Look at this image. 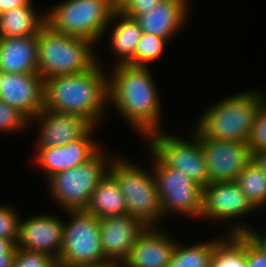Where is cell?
<instances>
[{
    "mask_svg": "<svg viewBox=\"0 0 266 267\" xmlns=\"http://www.w3.org/2000/svg\"><path fill=\"white\" fill-rule=\"evenodd\" d=\"M110 75L109 103L120 116L143 138L164 130L159 93L149 67L115 64Z\"/></svg>",
    "mask_w": 266,
    "mask_h": 267,
    "instance_id": "obj_1",
    "label": "cell"
},
{
    "mask_svg": "<svg viewBox=\"0 0 266 267\" xmlns=\"http://www.w3.org/2000/svg\"><path fill=\"white\" fill-rule=\"evenodd\" d=\"M98 64L83 73L52 76L44 80V108L77 114L99 126L109 103V76ZM99 121V122H98Z\"/></svg>",
    "mask_w": 266,
    "mask_h": 267,
    "instance_id": "obj_2",
    "label": "cell"
},
{
    "mask_svg": "<svg viewBox=\"0 0 266 267\" xmlns=\"http://www.w3.org/2000/svg\"><path fill=\"white\" fill-rule=\"evenodd\" d=\"M262 93L248 90L213 104L201 113L195 127L208 139L247 143L257 111L266 100Z\"/></svg>",
    "mask_w": 266,
    "mask_h": 267,
    "instance_id": "obj_3",
    "label": "cell"
},
{
    "mask_svg": "<svg viewBox=\"0 0 266 267\" xmlns=\"http://www.w3.org/2000/svg\"><path fill=\"white\" fill-rule=\"evenodd\" d=\"M94 45L87 39L55 32L45 24L38 33V73L45 80L91 70L98 64Z\"/></svg>",
    "mask_w": 266,
    "mask_h": 267,
    "instance_id": "obj_4",
    "label": "cell"
},
{
    "mask_svg": "<svg viewBox=\"0 0 266 267\" xmlns=\"http://www.w3.org/2000/svg\"><path fill=\"white\" fill-rule=\"evenodd\" d=\"M52 7L45 11L46 24L52 30L95 44L105 36L118 10L114 0H64Z\"/></svg>",
    "mask_w": 266,
    "mask_h": 267,
    "instance_id": "obj_5",
    "label": "cell"
},
{
    "mask_svg": "<svg viewBox=\"0 0 266 267\" xmlns=\"http://www.w3.org/2000/svg\"><path fill=\"white\" fill-rule=\"evenodd\" d=\"M134 164L116 156L111 160L108 172L116 179L124 195L126 214L146 227H158L156 224L163 214L153 173Z\"/></svg>",
    "mask_w": 266,
    "mask_h": 267,
    "instance_id": "obj_6",
    "label": "cell"
},
{
    "mask_svg": "<svg viewBox=\"0 0 266 267\" xmlns=\"http://www.w3.org/2000/svg\"><path fill=\"white\" fill-rule=\"evenodd\" d=\"M100 148L88 161L47 179L49 194L65 210L85 209L91 194L108 173L111 156Z\"/></svg>",
    "mask_w": 266,
    "mask_h": 267,
    "instance_id": "obj_7",
    "label": "cell"
},
{
    "mask_svg": "<svg viewBox=\"0 0 266 267\" xmlns=\"http://www.w3.org/2000/svg\"><path fill=\"white\" fill-rule=\"evenodd\" d=\"M152 173L157 185L163 218L170 213L200 217L203 187L179 169L166 166L151 150Z\"/></svg>",
    "mask_w": 266,
    "mask_h": 267,
    "instance_id": "obj_8",
    "label": "cell"
},
{
    "mask_svg": "<svg viewBox=\"0 0 266 267\" xmlns=\"http://www.w3.org/2000/svg\"><path fill=\"white\" fill-rule=\"evenodd\" d=\"M65 211L71 219L63 226L58 267L107 261L101 245L99 219L84 209Z\"/></svg>",
    "mask_w": 266,
    "mask_h": 267,
    "instance_id": "obj_9",
    "label": "cell"
},
{
    "mask_svg": "<svg viewBox=\"0 0 266 267\" xmlns=\"http://www.w3.org/2000/svg\"><path fill=\"white\" fill-rule=\"evenodd\" d=\"M192 139H183L161 130L144 138L150 150L166 165L188 175L202 187L209 184V175L199 144V130L194 126Z\"/></svg>",
    "mask_w": 266,
    "mask_h": 267,
    "instance_id": "obj_10",
    "label": "cell"
},
{
    "mask_svg": "<svg viewBox=\"0 0 266 267\" xmlns=\"http://www.w3.org/2000/svg\"><path fill=\"white\" fill-rule=\"evenodd\" d=\"M199 144L206 161L209 183L236 180L253 159L245 142L208 139L199 131Z\"/></svg>",
    "mask_w": 266,
    "mask_h": 267,
    "instance_id": "obj_11",
    "label": "cell"
},
{
    "mask_svg": "<svg viewBox=\"0 0 266 267\" xmlns=\"http://www.w3.org/2000/svg\"><path fill=\"white\" fill-rule=\"evenodd\" d=\"M63 219L51 214H37L20 219L16 247L27 251L44 252L58 259L63 243Z\"/></svg>",
    "mask_w": 266,
    "mask_h": 267,
    "instance_id": "obj_12",
    "label": "cell"
},
{
    "mask_svg": "<svg viewBox=\"0 0 266 267\" xmlns=\"http://www.w3.org/2000/svg\"><path fill=\"white\" fill-rule=\"evenodd\" d=\"M44 80L39 73L14 74L0 71V100L29 120L44 108Z\"/></svg>",
    "mask_w": 266,
    "mask_h": 267,
    "instance_id": "obj_13",
    "label": "cell"
},
{
    "mask_svg": "<svg viewBox=\"0 0 266 267\" xmlns=\"http://www.w3.org/2000/svg\"><path fill=\"white\" fill-rule=\"evenodd\" d=\"M257 210L236 181L212 182L203 187L201 218L231 220Z\"/></svg>",
    "mask_w": 266,
    "mask_h": 267,
    "instance_id": "obj_14",
    "label": "cell"
},
{
    "mask_svg": "<svg viewBox=\"0 0 266 267\" xmlns=\"http://www.w3.org/2000/svg\"><path fill=\"white\" fill-rule=\"evenodd\" d=\"M95 130L96 126H92L81 138L63 146L36 147V163L44 170L45 178L88 161L101 148L91 137Z\"/></svg>",
    "mask_w": 266,
    "mask_h": 267,
    "instance_id": "obj_15",
    "label": "cell"
},
{
    "mask_svg": "<svg viewBox=\"0 0 266 267\" xmlns=\"http://www.w3.org/2000/svg\"><path fill=\"white\" fill-rule=\"evenodd\" d=\"M145 228L138 219L126 213L100 218L99 231L105 259L122 264Z\"/></svg>",
    "mask_w": 266,
    "mask_h": 267,
    "instance_id": "obj_16",
    "label": "cell"
},
{
    "mask_svg": "<svg viewBox=\"0 0 266 267\" xmlns=\"http://www.w3.org/2000/svg\"><path fill=\"white\" fill-rule=\"evenodd\" d=\"M39 121L36 147L63 146L81 138L93 125L77 114L58 113L43 108L30 123Z\"/></svg>",
    "mask_w": 266,
    "mask_h": 267,
    "instance_id": "obj_17",
    "label": "cell"
},
{
    "mask_svg": "<svg viewBox=\"0 0 266 267\" xmlns=\"http://www.w3.org/2000/svg\"><path fill=\"white\" fill-rule=\"evenodd\" d=\"M159 227H146L131 247L125 267H168L177 244L170 235Z\"/></svg>",
    "mask_w": 266,
    "mask_h": 267,
    "instance_id": "obj_18",
    "label": "cell"
},
{
    "mask_svg": "<svg viewBox=\"0 0 266 267\" xmlns=\"http://www.w3.org/2000/svg\"><path fill=\"white\" fill-rule=\"evenodd\" d=\"M188 5H190L188 0H162L152 10L139 14L135 20L139 23L142 32L170 41L169 39L175 37L189 18L190 6Z\"/></svg>",
    "mask_w": 266,
    "mask_h": 267,
    "instance_id": "obj_19",
    "label": "cell"
},
{
    "mask_svg": "<svg viewBox=\"0 0 266 267\" xmlns=\"http://www.w3.org/2000/svg\"><path fill=\"white\" fill-rule=\"evenodd\" d=\"M38 35L0 38V71L14 74L38 73Z\"/></svg>",
    "mask_w": 266,
    "mask_h": 267,
    "instance_id": "obj_20",
    "label": "cell"
},
{
    "mask_svg": "<svg viewBox=\"0 0 266 267\" xmlns=\"http://www.w3.org/2000/svg\"><path fill=\"white\" fill-rule=\"evenodd\" d=\"M111 23L115 26L112 28L111 33H109V45L111 46V52H114L116 59H119L116 61V64H129L134 66L136 45L143 33L139 23L134 18L124 15L119 10L114 13Z\"/></svg>",
    "mask_w": 266,
    "mask_h": 267,
    "instance_id": "obj_21",
    "label": "cell"
},
{
    "mask_svg": "<svg viewBox=\"0 0 266 267\" xmlns=\"http://www.w3.org/2000/svg\"><path fill=\"white\" fill-rule=\"evenodd\" d=\"M42 13L35 12L31 0L25 6L3 12L0 15V38L38 35L46 24L45 12Z\"/></svg>",
    "mask_w": 266,
    "mask_h": 267,
    "instance_id": "obj_22",
    "label": "cell"
},
{
    "mask_svg": "<svg viewBox=\"0 0 266 267\" xmlns=\"http://www.w3.org/2000/svg\"><path fill=\"white\" fill-rule=\"evenodd\" d=\"M85 211L98 219L126 213V203L116 179L108 172L93 190Z\"/></svg>",
    "mask_w": 266,
    "mask_h": 267,
    "instance_id": "obj_23",
    "label": "cell"
},
{
    "mask_svg": "<svg viewBox=\"0 0 266 267\" xmlns=\"http://www.w3.org/2000/svg\"><path fill=\"white\" fill-rule=\"evenodd\" d=\"M226 236L214 245L210 267H247L246 234Z\"/></svg>",
    "mask_w": 266,
    "mask_h": 267,
    "instance_id": "obj_24",
    "label": "cell"
},
{
    "mask_svg": "<svg viewBox=\"0 0 266 267\" xmlns=\"http://www.w3.org/2000/svg\"><path fill=\"white\" fill-rule=\"evenodd\" d=\"M220 238L192 245H181L177 241L168 267H210L214 245Z\"/></svg>",
    "mask_w": 266,
    "mask_h": 267,
    "instance_id": "obj_25",
    "label": "cell"
},
{
    "mask_svg": "<svg viewBox=\"0 0 266 267\" xmlns=\"http://www.w3.org/2000/svg\"><path fill=\"white\" fill-rule=\"evenodd\" d=\"M235 181L257 210L266 206V173L253 159Z\"/></svg>",
    "mask_w": 266,
    "mask_h": 267,
    "instance_id": "obj_26",
    "label": "cell"
},
{
    "mask_svg": "<svg viewBox=\"0 0 266 267\" xmlns=\"http://www.w3.org/2000/svg\"><path fill=\"white\" fill-rule=\"evenodd\" d=\"M167 42L166 38L143 32L136 45L134 66L148 67V63L159 59Z\"/></svg>",
    "mask_w": 266,
    "mask_h": 267,
    "instance_id": "obj_27",
    "label": "cell"
},
{
    "mask_svg": "<svg viewBox=\"0 0 266 267\" xmlns=\"http://www.w3.org/2000/svg\"><path fill=\"white\" fill-rule=\"evenodd\" d=\"M29 125L30 120L23 113L0 100V132H20Z\"/></svg>",
    "mask_w": 266,
    "mask_h": 267,
    "instance_id": "obj_28",
    "label": "cell"
},
{
    "mask_svg": "<svg viewBox=\"0 0 266 267\" xmlns=\"http://www.w3.org/2000/svg\"><path fill=\"white\" fill-rule=\"evenodd\" d=\"M247 144L252 155L266 149V100L257 111Z\"/></svg>",
    "mask_w": 266,
    "mask_h": 267,
    "instance_id": "obj_29",
    "label": "cell"
},
{
    "mask_svg": "<svg viewBox=\"0 0 266 267\" xmlns=\"http://www.w3.org/2000/svg\"><path fill=\"white\" fill-rule=\"evenodd\" d=\"M12 267H58L57 260L44 252L16 251Z\"/></svg>",
    "mask_w": 266,
    "mask_h": 267,
    "instance_id": "obj_30",
    "label": "cell"
},
{
    "mask_svg": "<svg viewBox=\"0 0 266 267\" xmlns=\"http://www.w3.org/2000/svg\"><path fill=\"white\" fill-rule=\"evenodd\" d=\"M19 214L15 208L8 205H0V238L11 240L15 245L18 241Z\"/></svg>",
    "mask_w": 266,
    "mask_h": 267,
    "instance_id": "obj_31",
    "label": "cell"
},
{
    "mask_svg": "<svg viewBox=\"0 0 266 267\" xmlns=\"http://www.w3.org/2000/svg\"><path fill=\"white\" fill-rule=\"evenodd\" d=\"M161 1L162 0H128L119 11L135 19L139 14L152 10Z\"/></svg>",
    "mask_w": 266,
    "mask_h": 267,
    "instance_id": "obj_32",
    "label": "cell"
},
{
    "mask_svg": "<svg viewBox=\"0 0 266 267\" xmlns=\"http://www.w3.org/2000/svg\"><path fill=\"white\" fill-rule=\"evenodd\" d=\"M241 224V225H240ZM244 224V225H243ZM245 223H232L229 234H246L266 254V231L259 233ZM233 226V227H232Z\"/></svg>",
    "mask_w": 266,
    "mask_h": 267,
    "instance_id": "obj_33",
    "label": "cell"
},
{
    "mask_svg": "<svg viewBox=\"0 0 266 267\" xmlns=\"http://www.w3.org/2000/svg\"><path fill=\"white\" fill-rule=\"evenodd\" d=\"M247 267H266V254L246 235Z\"/></svg>",
    "mask_w": 266,
    "mask_h": 267,
    "instance_id": "obj_34",
    "label": "cell"
},
{
    "mask_svg": "<svg viewBox=\"0 0 266 267\" xmlns=\"http://www.w3.org/2000/svg\"><path fill=\"white\" fill-rule=\"evenodd\" d=\"M16 245L9 239L0 238V256H15Z\"/></svg>",
    "mask_w": 266,
    "mask_h": 267,
    "instance_id": "obj_35",
    "label": "cell"
},
{
    "mask_svg": "<svg viewBox=\"0 0 266 267\" xmlns=\"http://www.w3.org/2000/svg\"><path fill=\"white\" fill-rule=\"evenodd\" d=\"M30 0H0V15L16 7L25 6Z\"/></svg>",
    "mask_w": 266,
    "mask_h": 267,
    "instance_id": "obj_36",
    "label": "cell"
},
{
    "mask_svg": "<svg viewBox=\"0 0 266 267\" xmlns=\"http://www.w3.org/2000/svg\"><path fill=\"white\" fill-rule=\"evenodd\" d=\"M253 160L264 170L266 173V149L260 150L253 155Z\"/></svg>",
    "mask_w": 266,
    "mask_h": 267,
    "instance_id": "obj_37",
    "label": "cell"
},
{
    "mask_svg": "<svg viewBox=\"0 0 266 267\" xmlns=\"http://www.w3.org/2000/svg\"><path fill=\"white\" fill-rule=\"evenodd\" d=\"M116 266L117 264H115L114 262L104 261L99 263L81 264L71 267H116Z\"/></svg>",
    "mask_w": 266,
    "mask_h": 267,
    "instance_id": "obj_38",
    "label": "cell"
},
{
    "mask_svg": "<svg viewBox=\"0 0 266 267\" xmlns=\"http://www.w3.org/2000/svg\"><path fill=\"white\" fill-rule=\"evenodd\" d=\"M15 256H0V267H12Z\"/></svg>",
    "mask_w": 266,
    "mask_h": 267,
    "instance_id": "obj_39",
    "label": "cell"
},
{
    "mask_svg": "<svg viewBox=\"0 0 266 267\" xmlns=\"http://www.w3.org/2000/svg\"><path fill=\"white\" fill-rule=\"evenodd\" d=\"M116 8L119 10L128 0H114Z\"/></svg>",
    "mask_w": 266,
    "mask_h": 267,
    "instance_id": "obj_40",
    "label": "cell"
},
{
    "mask_svg": "<svg viewBox=\"0 0 266 267\" xmlns=\"http://www.w3.org/2000/svg\"><path fill=\"white\" fill-rule=\"evenodd\" d=\"M116 267H125L124 265H122V264H117V266Z\"/></svg>",
    "mask_w": 266,
    "mask_h": 267,
    "instance_id": "obj_41",
    "label": "cell"
}]
</instances>
